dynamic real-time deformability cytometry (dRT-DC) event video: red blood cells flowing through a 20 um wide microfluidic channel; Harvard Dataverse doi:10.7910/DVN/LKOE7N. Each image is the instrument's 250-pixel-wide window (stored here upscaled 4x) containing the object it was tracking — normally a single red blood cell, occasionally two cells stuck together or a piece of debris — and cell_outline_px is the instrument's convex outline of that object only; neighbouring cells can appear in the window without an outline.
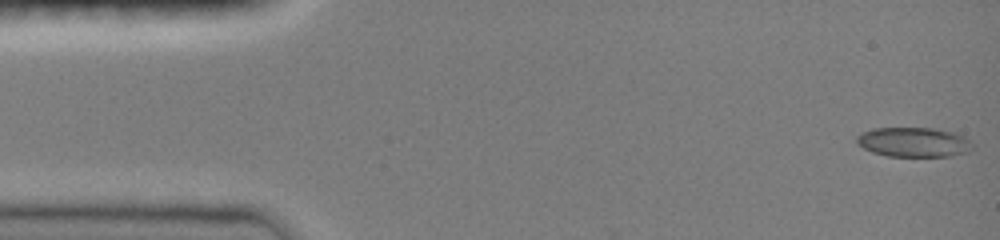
{"species": "common noctule bat (a hibernating species)", "species_latin": "Nyctalus noctula", "temperature_condition": "room temperature", "stored_images_in_passage": 27, "camera_frame_rate_fps": 3000, "um_per_image_px": 0.085, "animal": {"sex": "female", "body_mass_g": 19.0, "forearm_length_mm": 51.5}, "frame": {"image": 1, "passage_image": 1, "time_ms": 0.0, "image_size_px": [1000, 240], "cell_outline_px": [[976, 144], [968, 152], [952, 156], [888, 156], [872, 152], [856, 144], [856, 136], [860, 132], [872, 128], [932, 128], [952, 132], [964, 136]], "centroid_in_image_um": [77.66, 12.08], "position_along_channel_um": 7.3, "area_um2": 20.23}}
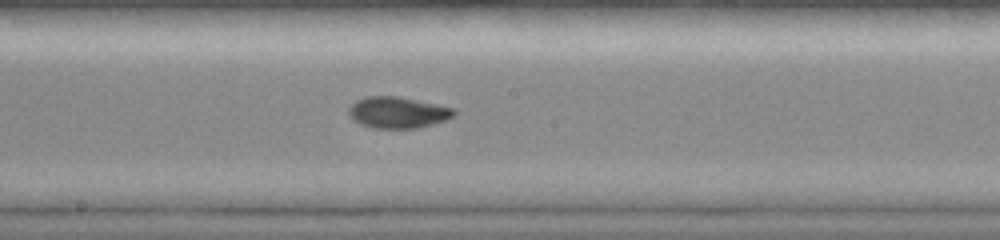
{"frame": {"image": 2, "passage_image": 15, "time_ms": 4.667, "image_size_px": [1000, 240], "cell_outline_px": [[456, 112], [452, 116], [444, 120], [432, 124], [416, 128], [372, 128], [360, 124], [352, 120], [348, 112], [348, 108], [356, 100], [364, 96], [396, 96], [436, 104], [452, 108]], "centroid_in_image_um": [33.74, 9.56], "position_along_channel_um": 214.5, "area_um2": 19.07}}
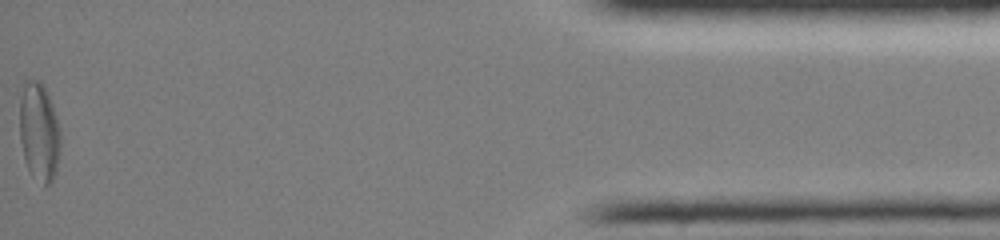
{"frame": {"image": 3, "passage_image": 27, "time_ms": 8.667, "image_size_px": [1000, 240], "cell_outline_px": [[60, 144], [56, 172], [52, 180], [48, 184], [44, 184], [28, 168], [24, 160], [20, 140], [20, 100], [24, 80], [40, 80], [48, 92], [52, 104], [60, 132]], "centroid_in_image_um": [3.31, 11.14], "position_along_channel_um": 431.9, "area_um2": 23.18}}